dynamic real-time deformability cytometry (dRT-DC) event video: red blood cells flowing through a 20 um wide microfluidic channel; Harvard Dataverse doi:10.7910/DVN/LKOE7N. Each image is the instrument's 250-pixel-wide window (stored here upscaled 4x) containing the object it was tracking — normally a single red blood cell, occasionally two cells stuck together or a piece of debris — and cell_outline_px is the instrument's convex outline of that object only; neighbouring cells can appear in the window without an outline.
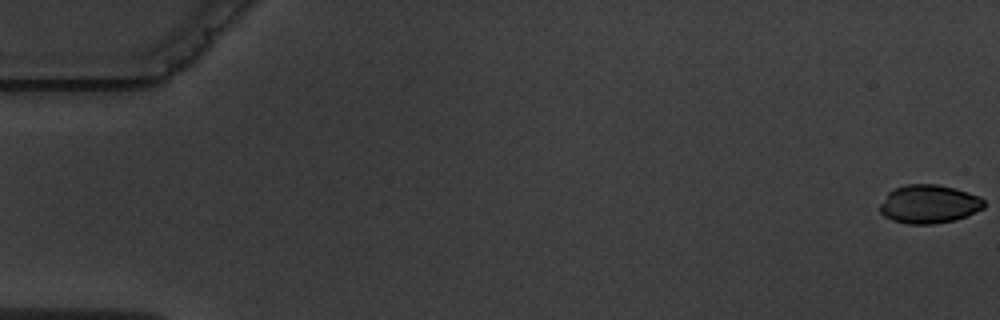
{"species": "common noctule bat (a hibernating species)", "species_latin": "Nyctalus noctula", "temperature_condition": "warm", "stored_images_in_passage": 8, "camera_frame_rate_fps": 3000, "um_per_image_px": 0.085, "animal": {"sex": "male", "body_mass_g": 19.5, "forearm_length_mm": 54.6}, "frame": {"image": 1, "passage_image": 1, "time_ms": 0.0, "image_size_px": [1000, 320], "cell_outline_px": [[984, 208], [956, 220], [932, 224], [908, 224], [892, 220], [884, 216], [880, 212], [880, 204], [888, 192], [896, 188], [908, 184], [936, 184], [968, 192], [980, 196], [984, 200]], "centroid_in_image_um": [78.96, 17.35], "position_along_channel_um": 6.0, "area_um2": 23.29}}
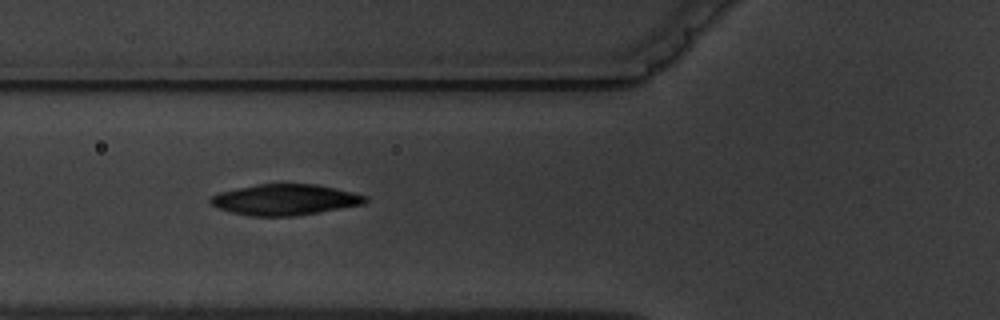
{"frame": {"image": 2, "passage_image": 7, "time_ms": 7.0, "image_size_px": [1000, 320], "cell_outline_px": [[368, 200], [364, 204], [292, 216], [252, 216], [232, 212], [220, 208], [212, 204], [208, 200], [212, 196], [220, 192], [256, 184], [316, 184], [336, 188], [368, 196]], "centroid_in_image_um": [24.24, 16.96], "position_along_channel_um": 101.6, "area_um2": 27.51}}
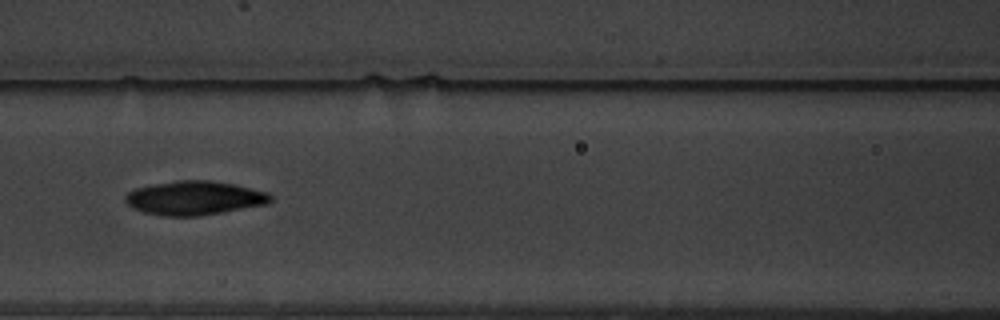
{"frame": {"image": 3, "passage_image": 8, "time_ms": 8.333, "image_size_px": [1000, 320], "cell_outline_px": [[272, 200], [268, 204], [224, 212], [200, 216], [164, 216], [144, 212], [132, 208], [124, 200], [124, 196], [128, 192], [136, 188], [156, 184], [180, 180], [208, 180], [236, 184], [268, 192], [272, 196]], "centroid_in_image_um": [16.56, 16.83], "position_along_channel_um": 150.0, "area_um2": 28.84}}